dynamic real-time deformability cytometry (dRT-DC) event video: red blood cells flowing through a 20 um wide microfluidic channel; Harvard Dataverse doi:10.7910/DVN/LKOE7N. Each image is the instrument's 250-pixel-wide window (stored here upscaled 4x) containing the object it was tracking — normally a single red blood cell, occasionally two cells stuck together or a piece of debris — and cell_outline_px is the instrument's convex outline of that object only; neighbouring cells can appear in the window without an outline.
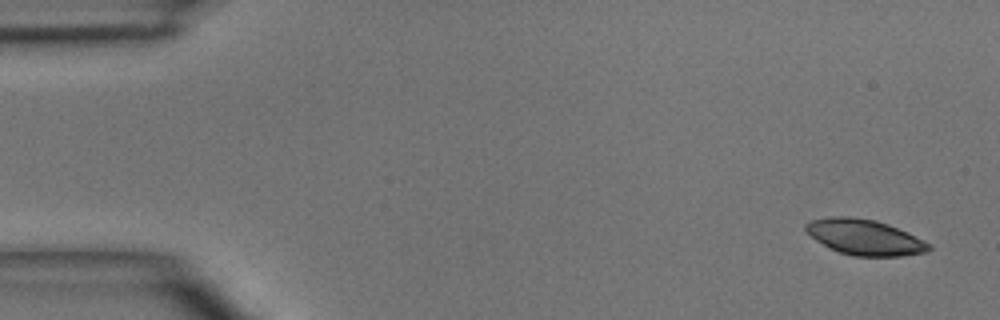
{"species": "common noctule bat (a hibernating species)", "species_latin": "Nyctalus noctula", "temperature_condition": "room temperature", "stored_images_in_passage": 4, "camera_frame_rate_fps": 3000, "um_per_image_px": 0.085, "animal": {"sex": "male", "body_mass_g": 15.6}, "frame": {"image": 1, "passage_image": 1, "time_ms": 0.0, "image_size_px": [1000, 320], "cell_outline_px": [[932, 248], [928, 252], [904, 256], [852, 256], [840, 252], [816, 240], [804, 228], [804, 224], [812, 220], [828, 216], [848, 216], [876, 220], [888, 224], [924, 240], [932, 244]], "centroid_in_image_um": [73.53, 20.16], "position_along_channel_um": 11.5, "area_um2": 25.49}}